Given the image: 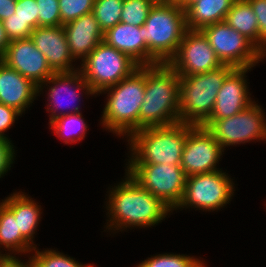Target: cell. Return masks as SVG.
Segmentation results:
<instances>
[{
	"label": "cell",
	"instance_id": "cell-1",
	"mask_svg": "<svg viewBox=\"0 0 266 267\" xmlns=\"http://www.w3.org/2000/svg\"><path fill=\"white\" fill-rule=\"evenodd\" d=\"M125 175L122 182L109 190L106 229L123 231L132 227H151L162 222L172 210L142 188L127 172Z\"/></svg>",
	"mask_w": 266,
	"mask_h": 267
},
{
	"label": "cell",
	"instance_id": "cell-2",
	"mask_svg": "<svg viewBox=\"0 0 266 267\" xmlns=\"http://www.w3.org/2000/svg\"><path fill=\"white\" fill-rule=\"evenodd\" d=\"M180 76L168 63L145 65V95L139 130L179 122Z\"/></svg>",
	"mask_w": 266,
	"mask_h": 267
},
{
	"label": "cell",
	"instance_id": "cell-3",
	"mask_svg": "<svg viewBox=\"0 0 266 267\" xmlns=\"http://www.w3.org/2000/svg\"><path fill=\"white\" fill-rule=\"evenodd\" d=\"M187 31L184 7L179 3L158 0L144 23L147 65L168 63Z\"/></svg>",
	"mask_w": 266,
	"mask_h": 267
},
{
	"label": "cell",
	"instance_id": "cell-4",
	"mask_svg": "<svg viewBox=\"0 0 266 267\" xmlns=\"http://www.w3.org/2000/svg\"><path fill=\"white\" fill-rule=\"evenodd\" d=\"M102 93L108 94L102 126L119 137L127 135L128 138L138 131L140 107L145 95V66H139L131 75L99 94Z\"/></svg>",
	"mask_w": 266,
	"mask_h": 267
},
{
	"label": "cell",
	"instance_id": "cell-5",
	"mask_svg": "<svg viewBox=\"0 0 266 267\" xmlns=\"http://www.w3.org/2000/svg\"><path fill=\"white\" fill-rule=\"evenodd\" d=\"M194 126L177 122L134 132L127 140L132 151L128 164L180 165L188 132Z\"/></svg>",
	"mask_w": 266,
	"mask_h": 267
},
{
	"label": "cell",
	"instance_id": "cell-6",
	"mask_svg": "<svg viewBox=\"0 0 266 267\" xmlns=\"http://www.w3.org/2000/svg\"><path fill=\"white\" fill-rule=\"evenodd\" d=\"M233 69L223 64L202 74L180 76L179 122L201 126L211 116L219 89Z\"/></svg>",
	"mask_w": 266,
	"mask_h": 267
},
{
	"label": "cell",
	"instance_id": "cell-7",
	"mask_svg": "<svg viewBox=\"0 0 266 267\" xmlns=\"http://www.w3.org/2000/svg\"><path fill=\"white\" fill-rule=\"evenodd\" d=\"M81 62L79 70L97 95L131 75L140 66L126 53L120 52L104 41L100 42Z\"/></svg>",
	"mask_w": 266,
	"mask_h": 267
},
{
	"label": "cell",
	"instance_id": "cell-8",
	"mask_svg": "<svg viewBox=\"0 0 266 267\" xmlns=\"http://www.w3.org/2000/svg\"><path fill=\"white\" fill-rule=\"evenodd\" d=\"M127 173L172 211L182 200L187 176L181 165L126 164Z\"/></svg>",
	"mask_w": 266,
	"mask_h": 267
},
{
	"label": "cell",
	"instance_id": "cell-9",
	"mask_svg": "<svg viewBox=\"0 0 266 267\" xmlns=\"http://www.w3.org/2000/svg\"><path fill=\"white\" fill-rule=\"evenodd\" d=\"M201 126L213 135L224 150L230 145L266 140L265 114L255 101L232 117L206 120Z\"/></svg>",
	"mask_w": 266,
	"mask_h": 267
},
{
	"label": "cell",
	"instance_id": "cell-10",
	"mask_svg": "<svg viewBox=\"0 0 266 267\" xmlns=\"http://www.w3.org/2000/svg\"><path fill=\"white\" fill-rule=\"evenodd\" d=\"M200 31L208 39L222 64L234 68H252L266 58L249 39L225 21L207 25Z\"/></svg>",
	"mask_w": 266,
	"mask_h": 267
},
{
	"label": "cell",
	"instance_id": "cell-11",
	"mask_svg": "<svg viewBox=\"0 0 266 267\" xmlns=\"http://www.w3.org/2000/svg\"><path fill=\"white\" fill-rule=\"evenodd\" d=\"M226 172H213L188 176L181 202L177 208L195 207L215 211L229 204L234 195V183Z\"/></svg>",
	"mask_w": 266,
	"mask_h": 267
},
{
	"label": "cell",
	"instance_id": "cell-12",
	"mask_svg": "<svg viewBox=\"0 0 266 267\" xmlns=\"http://www.w3.org/2000/svg\"><path fill=\"white\" fill-rule=\"evenodd\" d=\"M168 64L179 76L202 74L223 64L200 30H188Z\"/></svg>",
	"mask_w": 266,
	"mask_h": 267
},
{
	"label": "cell",
	"instance_id": "cell-13",
	"mask_svg": "<svg viewBox=\"0 0 266 267\" xmlns=\"http://www.w3.org/2000/svg\"><path fill=\"white\" fill-rule=\"evenodd\" d=\"M223 147L203 126H194L187 135L181 158L186 176L219 170L217 163L224 154Z\"/></svg>",
	"mask_w": 266,
	"mask_h": 267
},
{
	"label": "cell",
	"instance_id": "cell-14",
	"mask_svg": "<svg viewBox=\"0 0 266 267\" xmlns=\"http://www.w3.org/2000/svg\"><path fill=\"white\" fill-rule=\"evenodd\" d=\"M1 61L38 87L55 73L31 38L10 41Z\"/></svg>",
	"mask_w": 266,
	"mask_h": 267
},
{
	"label": "cell",
	"instance_id": "cell-15",
	"mask_svg": "<svg viewBox=\"0 0 266 267\" xmlns=\"http://www.w3.org/2000/svg\"><path fill=\"white\" fill-rule=\"evenodd\" d=\"M45 84L46 86L49 87L48 90V107L47 108V112H51V114L49 115V122L53 119H56L60 116H64L67 114H73V113H80V106H72L73 108H71V111H67L65 112L67 106H64L63 108V102L60 100L61 98H64L62 95V93L67 94V96H69L71 98V103H73L74 101H80L79 96L81 94V90L83 91V93H85V95L89 96V95H95L96 94L92 91V89L90 88L89 84L84 80V77L81 73V71L78 69L76 71L73 72H60V73H54L51 77H49L41 86L38 87V93L42 92L43 87L45 88ZM49 84V85H48ZM44 85V86H43ZM51 85V86H50ZM64 91V92H62ZM67 97V98H69ZM66 98V100H67ZM69 98V99H70ZM73 101V102H72ZM69 102V100H68ZM70 103V104H71ZM75 103V102H74ZM76 105V104H75ZM70 108V106H69ZM60 109V110H58ZM64 109V111H63Z\"/></svg>",
	"mask_w": 266,
	"mask_h": 267
},
{
	"label": "cell",
	"instance_id": "cell-16",
	"mask_svg": "<svg viewBox=\"0 0 266 267\" xmlns=\"http://www.w3.org/2000/svg\"><path fill=\"white\" fill-rule=\"evenodd\" d=\"M248 70L251 68H234L226 76L217 94L211 116L207 120L232 117L254 102L245 79Z\"/></svg>",
	"mask_w": 266,
	"mask_h": 267
},
{
	"label": "cell",
	"instance_id": "cell-17",
	"mask_svg": "<svg viewBox=\"0 0 266 267\" xmlns=\"http://www.w3.org/2000/svg\"><path fill=\"white\" fill-rule=\"evenodd\" d=\"M36 48L43 53L48 65L55 73L73 72V62L76 60L71 55L65 30L62 25L37 27L30 35ZM74 60V61H73Z\"/></svg>",
	"mask_w": 266,
	"mask_h": 267
},
{
	"label": "cell",
	"instance_id": "cell-18",
	"mask_svg": "<svg viewBox=\"0 0 266 267\" xmlns=\"http://www.w3.org/2000/svg\"><path fill=\"white\" fill-rule=\"evenodd\" d=\"M38 86L0 60V103L21 114L36 99Z\"/></svg>",
	"mask_w": 266,
	"mask_h": 267
},
{
	"label": "cell",
	"instance_id": "cell-19",
	"mask_svg": "<svg viewBox=\"0 0 266 267\" xmlns=\"http://www.w3.org/2000/svg\"><path fill=\"white\" fill-rule=\"evenodd\" d=\"M71 55L82 61L103 41V32L93 13L63 25Z\"/></svg>",
	"mask_w": 266,
	"mask_h": 267
},
{
	"label": "cell",
	"instance_id": "cell-20",
	"mask_svg": "<svg viewBox=\"0 0 266 267\" xmlns=\"http://www.w3.org/2000/svg\"><path fill=\"white\" fill-rule=\"evenodd\" d=\"M103 41L126 53L140 66L147 65V45L144 25L134 26L120 22L103 33Z\"/></svg>",
	"mask_w": 266,
	"mask_h": 267
},
{
	"label": "cell",
	"instance_id": "cell-21",
	"mask_svg": "<svg viewBox=\"0 0 266 267\" xmlns=\"http://www.w3.org/2000/svg\"><path fill=\"white\" fill-rule=\"evenodd\" d=\"M30 198V199H29ZM33 198L23 192H13L9 197L2 202L13 212L17 219L18 230L22 237L33 247V238L41 219V206L37 205Z\"/></svg>",
	"mask_w": 266,
	"mask_h": 267
},
{
	"label": "cell",
	"instance_id": "cell-22",
	"mask_svg": "<svg viewBox=\"0 0 266 267\" xmlns=\"http://www.w3.org/2000/svg\"><path fill=\"white\" fill-rule=\"evenodd\" d=\"M235 0H197L186 11L188 30H201L203 27L225 21Z\"/></svg>",
	"mask_w": 266,
	"mask_h": 267
},
{
	"label": "cell",
	"instance_id": "cell-23",
	"mask_svg": "<svg viewBox=\"0 0 266 267\" xmlns=\"http://www.w3.org/2000/svg\"><path fill=\"white\" fill-rule=\"evenodd\" d=\"M225 22L244 35L259 49V28L256 15L247 0H235Z\"/></svg>",
	"mask_w": 266,
	"mask_h": 267
},
{
	"label": "cell",
	"instance_id": "cell-24",
	"mask_svg": "<svg viewBox=\"0 0 266 267\" xmlns=\"http://www.w3.org/2000/svg\"><path fill=\"white\" fill-rule=\"evenodd\" d=\"M2 247L4 250L7 249L9 254L15 253L13 255L17 253L27 254L34 250L22 237L20 230H18L17 219L3 202L0 203V248Z\"/></svg>",
	"mask_w": 266,
	"mask_h": 267
},
{
	"label": "cell",
	"instance_id": "cell-25",
	"mask_svg": "<svg viewBox=\"0 0 266 267\" xmlns=\"http://www.w3.org/2000/svg\"><path fill=\"white\" fill-rule=\"evenodd\" d=\"M80 113L67 114L49 122L50 128L65 144L76 143L85 138L87 123Z\"/></svg>",
	"mask_w": 266,
	"mask_h": 267
},
{
	"label": "cell",
	"instance_id": "cell-26",
	"mask_svg": "<svg viewBox=\"0 0 266 267\" xmlns=\"http://www.w3.org/2000/svg\"><path fill=\"white\" fill-rule=\"evenodd\" d=\"M124 0H95L92 13L104 33L121 22Z\"/></svg>",
	"mask_w": 266,
	"mask_h": 267
},
{
	"label": "cell",
	"instance_id": "cell-27",
	"mask_svg": "<svg viewBox=\"0 0 266 267\" xmlns=\"http://www.w3.org/2000/svg\"><path fill=\"white\" fill-rule=\"evenodd\" d=\"M33 251L35 252L34 255L30 256L33 267H94L91 264H81L73 257L53 249H45L40 252L34 248Z\"/></svg>",
	"mask_w": 266,
	"mask_h": 267
},
{
	"label": "cell",
	"instance_id": "cell-28",
	"mask_svg": "<svg viewBox=\"0 0 266 267\" xmlns=\"http://www.w3.org/2000/svg\"><path fill=\"white\" fill-rule=\"evenodd\" d=\"M136 267H206V265L194 256L165 253L151 256Z\"/></svg>",
	"mask_w": 266,
	"mask_h": 267
},
{
	"label": "cell",
	"instance_id": "cell-29",
	"mask_svg": "<svg viewBox=\"0 0 266 267\" xmlns=\"http://www.w3.org/2000/svg\"><path fill=\"white\" fill-rule=\"evenodd\" d=\"M158 0H124L121 22L134 26L144 25L149 11Z\"/></svg>",
	"mask_w": 266,
	"mask_h": 267
},
{
	"label": "cell",
	"instance_id": "cell-30",
	"mask_svg": "<svg viewBox=\"0 0 266 267\" xmlns=\"http://www.w3.org/2000/svg\"><path fill=\"white\" fill-rule=\"evenodd\" d=\"M61 25H65L75 19L92 13L95 0H58Z\"/></svg>",
	"mask_w": 266,
	"mask_h": 267
},
{
	"label": "cell",
	"instance_id": "cell-31",
	"mask_svg": "<svg viewBox=\"0 0 266 267\" xmlns=\"http://www.w3.org/2000/svg\"><path fill=\"white\" fill-rule=\"evenodd\" d=\"M38 27L60 26L61 16L58 0H36Z\"/></svg>",
	"mask_w": 266,
	"mask_h": 267
},
{
	"label": "cell",
	"instance_id": "cell-32",
	"mask_svg": "<svg viewBox=\"0 0 266 267\" xmlns=\"http://www.w3.org/2000/svg\"><path fill=\"white\" fill-rule=\"evenodd\" d=\"M3 28L7 34L9 41L30 38L33 28L19 18L15 17V13L9 18L2 21Z\"/></svg>",
	"mask_w": 266,
	"mask_h": 267
},
{
	"label": "cell",
	"instance_id": "cell-33",
	"mask_svg": "<svg viewBox=\"0 0 266 267\" xmlns=\"http://www.w3.org/2000/svg\"><path fill=\"white\" fill-rule=\"evenodd\" d=\"M15 17L19 18L33 28L38 27V5L36 0H17Z\"/></svg>",
	"mask_w": 266,
	"mask_h": 267
},
{
	"label": "cell",
	"instance_id": "cell-34",
	"mask_svg": "<svg viewBox=\"0 0 266 267\" xmlns=\"http://www.w3.org/2000/svg\"><path fill=\"white\" fill-rule=\"evenodd\" d=\"M256 15L259 28V50L266 56V0H247Z\"/></svg>",
	"mask_w": 266,
	"mask_h": 267
},
{
	"label": "cell",
	"instance_id": "cell-35",
	"mask_svg": "<svg viewBox=\"0 0 266 267\" xmlns=\"http://www.w3.org/2000/svg\"><path fill=\"white\" fill-rule=\"evenodd\" d=\"M14 145L10 139L0 142V178L10 170L15 159Z\"/></svg>",
	"mask_w": 266,
	"mask_h": 267
},
{
	"label": "cell",
	"instance_id": "cell-36",
	"mask_svg": "<svg viewBox=\"0 0 266 267\" xmlns=\"http://www.w3.org/2000/svg\"><path fill=\"white\" fill-rule=\"evenodd\" d=\"M21 115L16 109L0 103V135L5 139H9L4 132L9 130L14 125L18 116Z\"/></svg>",
	"mask_w": 266,
	"mask_h": 267
},
{
	"label": "cell",
	"instance_id": "cell-37",
	"mask_svg": "<svg viewBox=\"0 0 266 267\" xmlns=\"http://www.w3.org/2000/svg\"><path fill=\"white\" fill-rule=\"evenodd\" d=\"M0 267H33V264L31 258H29L28 262L23 263L18 257L16 258V256L7 252L0 255Z\"/></svg>",
	"mask_w": 266,
	"mask_h": 267
},
{
	"label": "cell",
	"instance_id": "cell-38",
	"mask_svg": "<svg viewBox=\"0 0 266 267\" xmlns=\"http://www.w3.org/2000/svg\"><path fill=\"white\" fill-rule=\"evenodd\" d=\"M16 2L17 0H0V21L15 13Z\"/></svg>",
	"mask_w": 266,
	"mask_h": 267
},
{
	"label": "cell",
	"instance_id": "cell-39",
	"mask_svg": "<svg viewBox=\"0 0 266 267\" xmlns=\"http://www.w3.org/2000/svg\"><path fill=\"white\" fill-rule=\"evenodd\" d=\"M10 41L7 37V34L3 28V23L2 21H0V60L2 58V56L5 53V50L7 48V46L9 45Z\"/></svg>",
	"mask_w": 266,
	"mask_h": 267
},
{
	"label": "cell",
	"instance_id": "cell-40",
	"mask_svg": "<svg viewBox=\"0 0 266 267\" xmlns=\"http://www.w3.org/2000/svg\"><path fill=\"white\" fill-rule=\"evenodd\" d=\"M194 1H197V0H183L180 4L186 10Z\"/></svg>",
	"mask_w": 266,
	"mask_h": 267
},
{
	"label": "cell",
	"instance_id": "cell-41",
	"mask_svg": "<svg viewBox=\"0 0 266 267\" xmlns=\"http://www.w3.org/2000/svg\"><path fill=\"white\" fill-rule=\"evenodd\" d=\"M163 1H166V2H173V3H181L183 0H163Z\"/></svg>",
	"mask_w": 266,
	"mask_h": 267
},
{
	"label": "cell",
	"instance_id": "cell-42",
	"mask_svg": "<svg viewBox=\"0 0 266 267\" xmlns=\"http://www.w3.org/2000/svg\"><path fill=\"white\" fill-rule=\"evenodd\" d=\"M4 139L5 138L2 135H0V142H2Z\"/></svg>",
	"mask_w": 266,
	"mask_h": 267
}]
</instances>
